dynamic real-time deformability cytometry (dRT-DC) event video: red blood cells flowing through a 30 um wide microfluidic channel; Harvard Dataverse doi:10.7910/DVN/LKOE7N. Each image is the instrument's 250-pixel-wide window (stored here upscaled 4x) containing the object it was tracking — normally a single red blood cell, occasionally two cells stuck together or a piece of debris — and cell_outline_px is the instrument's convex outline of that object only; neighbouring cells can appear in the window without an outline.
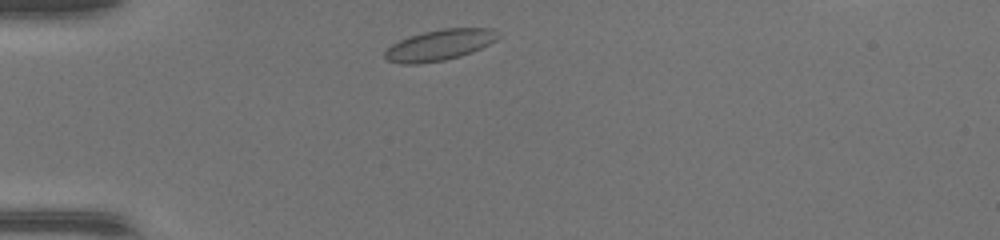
{"species": "common noctule bat (a hibernating species)", "species_latin": "Nyctalus noctula", "temperature_condition": "warm", "stored_images_in_passage": 38, "segment_of_instrument_passage": [1, 2], "camera_frame_rate_fps": 3000, "um_per_image_px": 0.085, "animal": {"sex": "female", "body_mass_g": 17.0, "forearm_length_mm": 48.0}, "frame": {"image": 1, "passage_image": 2, "time_ms": 0.333, "image_size_px": [1000, 240], "cell_outline_px": [[500, 36], [496, 40], [480, 48], [460, 56], [444, 60], [420, 64], [400, 64], [388, 60], [384, 56], [384, 52], [392, 44], [400, 40], [424, 32], [444, 28], [488, 28], [500, 32]], "centroid_in_image_um": [37.36, 3.83], "position_along_channel_um": 47.6, "area_um2": 20.17}}
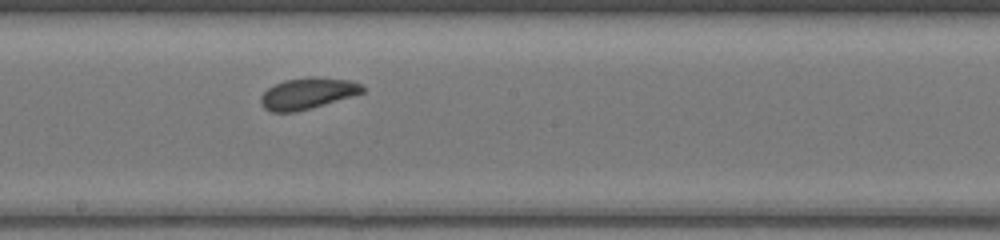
{"frame": {"image": 2, "passage_image": 16, "time_ms": 5.0, "image_size_px": [1000, 240], "cell_outline_px": [[364, 92], [352, 96], [296, 112], [272, 112], [264, 108], [260, 104], [260, 96], [268, 88], [284, 80], [308, 76], [316, 76], [352, 80], [360, 84], [364, 88]], "centroid_in_image_um": [26.13, 7.92], "position_along_channel_um": 222.1, "area_um2": 18.61}}
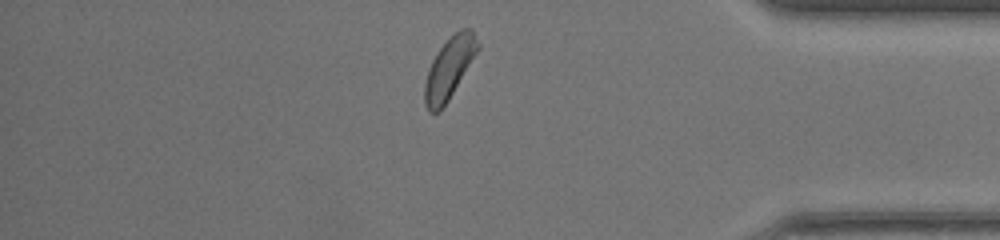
{"frame": {"image": 3, "passage_image": 30, "time_ms": 9.667, "image_size_px": [1000, 240], "cell_outline_px": [[480, 48], [448, 100], [440, 112], [428, 112], [424, 104], [424, 84], [428, 68], [432, 60], [440, 48], [460, 28], [472, 28], [480, 44]], "centroid_in_image_um": [38.18, 5.8], "position_along_channel_um": 397.0, "area_um2": 18.9}}